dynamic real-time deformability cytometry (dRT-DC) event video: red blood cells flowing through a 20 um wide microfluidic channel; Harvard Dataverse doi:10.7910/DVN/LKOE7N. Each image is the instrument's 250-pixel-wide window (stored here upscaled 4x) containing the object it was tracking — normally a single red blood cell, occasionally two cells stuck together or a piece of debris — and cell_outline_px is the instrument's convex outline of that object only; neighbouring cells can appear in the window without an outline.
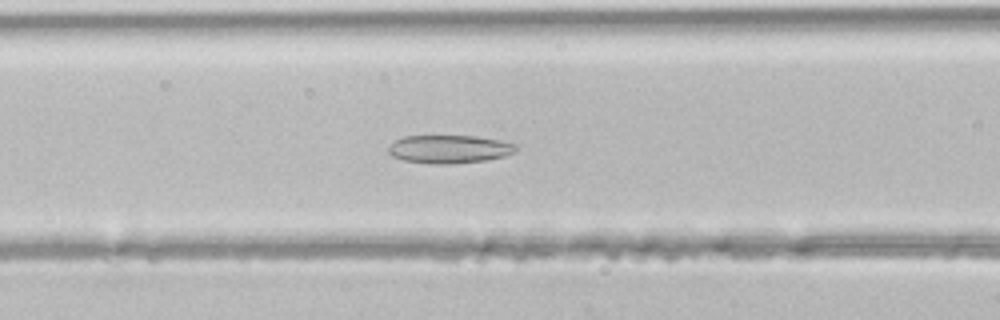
{"species": "common noctule bat (a hibernating species)", "species_latin": "Nyctalus noctula", "temperature_condition": "room temperature", "stored_images_in_passage": 29, "camera_frame_rate_fps": 3000, "um_per_image_px": 0.085, "animal": {"sex": "male", "body_mass_g": 21.5, "forearm_length_mm": 52.0}, "frame": {"image": 1, "passage_image": 10, "time_ms": 3.0, "image_size_px": [1000, 320], "cell_outline_px": [[520, 144], [516, 152], [504, 156], [484, 160], [452, 164], [432, 164], [404, 160], [392, 156], [388, 152], [388, 144], [404, 136], [476, 136], [500, 140]], "centroid_in_image_um": [38.22, 12.67], "position_along_channel_um": 128.4, "area_um2": 21.15}}
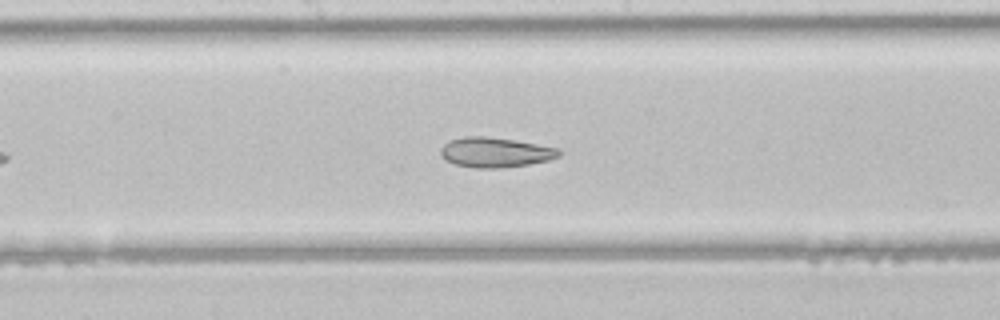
{"frame": {"image": 2, "passage_image": 15, "time_ms": 4.667, "image_size_px": [1000, 320], "cell_outline_px": [[560, 156], [548, 160], [528, 164], [500, 168], [476, 168], [456, 164], [448, 160], [440, 152], [440, 148], [448, 140], [464, 136], [484, 136], [512, 140], [536, 144], [556, 148], [560, 152]], "centroid_in_image_um": [42.07, 12.94], "position_along_channel_um": 206.1, "area_um2": 20.29}}
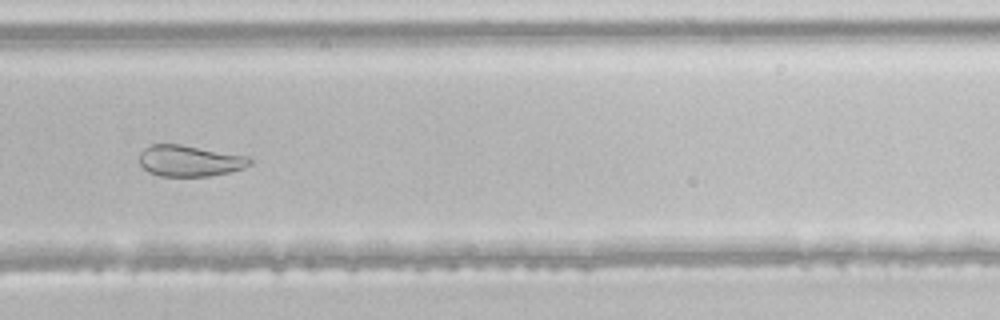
{"frame": {"image": 3, "passage_image": 22, "time_ms": 7.0, "image_size_px": [1000, 320], "cell_outline_px": [[252, 164], [244, 168], [228, 172], [208, 176], [160, 176], [148, 172], [140, 164], [140, 152], [144, 148], [152, 144], [180, 144], [248, 156], [252, 160]], "centroid_in_image_um": [16.12, 13.67], "position_along_channel_um": 313.7, "area_um2": 20.06}}